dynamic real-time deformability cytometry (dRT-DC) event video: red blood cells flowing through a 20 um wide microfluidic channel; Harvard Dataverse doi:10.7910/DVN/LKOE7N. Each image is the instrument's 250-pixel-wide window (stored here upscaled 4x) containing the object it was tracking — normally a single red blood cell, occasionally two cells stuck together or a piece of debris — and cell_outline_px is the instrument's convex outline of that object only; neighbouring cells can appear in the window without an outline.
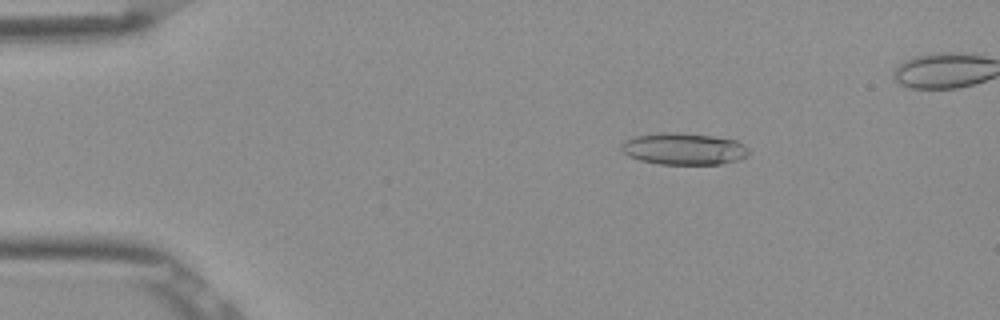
{"species": "Egyptian fruit bat (a non-hibernating species)", "species_latin": "Rousettus aegyptiacus", "temperature_condition": "room temperature", "stored_images_in_passage": 6, "camera_frame_rate_fps": 3000, "um_per_image_px": 0.085, "frame": {"image": 1, "passage_image": 3, "time_ms": 0.667, "image_size_px": [1000, 320], "cell_outline_px": [[748, 156], [740, 160], [720, 164], [660, 164], [640, 160], [628, 156], [620, 148], [620, 144], [636, 136], [664, 132], [680, 132], [712, 136], [736, 140], [744, 144], [748, 148]], "centroid_in_image_um": [58.15, 12.65], "position_along_channel_um": 26.8, "area_um2": 23.64}}